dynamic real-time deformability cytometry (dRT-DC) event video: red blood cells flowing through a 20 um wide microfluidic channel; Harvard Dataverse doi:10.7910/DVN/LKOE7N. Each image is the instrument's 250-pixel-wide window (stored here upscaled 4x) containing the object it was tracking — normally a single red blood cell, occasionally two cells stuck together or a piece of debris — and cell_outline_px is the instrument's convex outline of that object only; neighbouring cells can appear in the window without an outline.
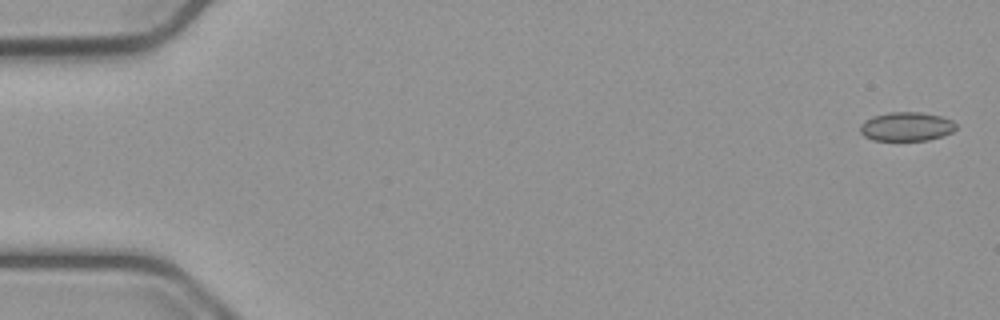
{"species": "common noctule bat (a hibernating species)", "species_latin": "Nyctalus noctula", "temperature_condition": "cold", "stored_images_in_passage": 12, "camera_frame_rate_fps": 3000, "um_per_image_px": 0.085, "animal": {"sex": "male", "body_mass_g": 23.1, "forearm_length_mm": 52.7}, "frame": {"image": 1, "passage_image": 2, "time_ms": 0.333, "image_size_px": [1000, 320], "cell_outline_px": [[956, 128], [952, 132], [944, 136], [928, 140], [872, 140], [864, 136], [860, 132], [860, 124], [864, 120], [872, 116], [888, 112], [920, 112], [944, 116], [952, 120], [956, 124]], "centroid_in_image_um": [77.05, 10.75], "position_along_channel_um": 7.9, "area_um2": 16.42}}